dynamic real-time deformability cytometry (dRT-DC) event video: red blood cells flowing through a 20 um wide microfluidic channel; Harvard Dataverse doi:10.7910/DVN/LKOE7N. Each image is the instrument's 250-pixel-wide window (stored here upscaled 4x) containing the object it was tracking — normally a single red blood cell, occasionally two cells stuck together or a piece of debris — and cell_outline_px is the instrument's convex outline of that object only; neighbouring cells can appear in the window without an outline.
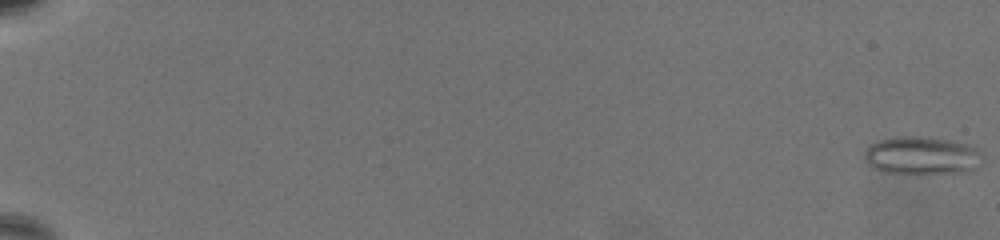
{"species": "common noctule bat (a hibernating species)", "species_latin": "Nyctalus noctula", "temperature_condition": "warm", "stored_images_in_passage": 68, "camera_frame_rate_fps": 3000, "um_per_image_px": 0.085, "animal": {"sex": "female", "body_mass_g": 19.5, "forearm_length_mm": 54.1}, "frame": {"image": 1, "passage_image": 1, "time_ms": 0.0, "image_size_px": [1000, 240], "cell_outline_px": [[984, 164], [960, 172], [888, 172], [876, 168], [868, 164], [864, 160], [864, 152], [872, 144], [880, 140], [896, 136], [924, 136], [952, 140], [968, 144], [976, 152]], "centroid_in_image_um": [78.32, 13.19], "position_along_channel_um": 6.7, "area_um2": 25.37}}
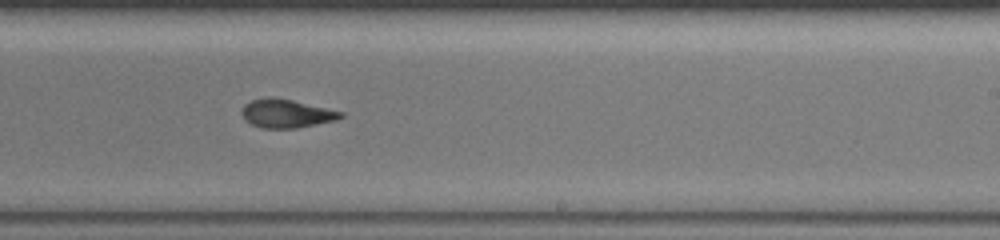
{"frame": {"image": 2, "passage_image": 46, "time_ms": 15.0, "image_size_px": [1000, 240], "cell_outline_px": [[344, 116], [336, 120], [296, 128], [260, 128], [244, 120], [240, 112], [244, 104], [252, 100], [292, 100], [344, 112]], "centroid_in_image_um": [24.35, 9.69], "position_along_channel_um": 264.6, "area_um2": 15.9}}
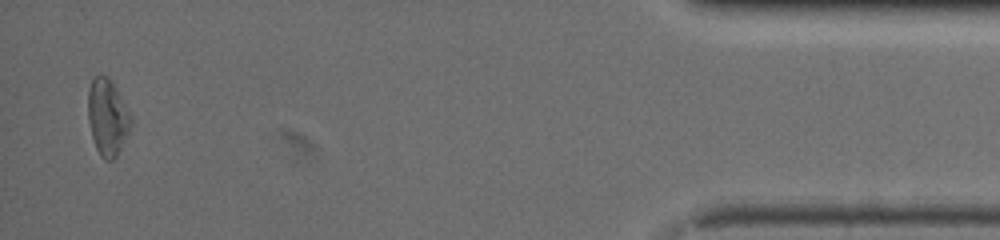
{"frame": {"image": 3, "passage_image": 67, "time_ms": 22.0, "image_size_px": [1000, 240], "cell_outline_px": [[132, 124], [116, 156], [112, 160], [104, 160], [100, 156], [96, 148], [92, 136], [88, 120], [88, 92], [92, 80], [96, 76], [108, 76], [116, 88], [132, 116]], "centroid_in_image_um": [9.13, 9.97], "position_along_channel_um": 426.1, "area_um2": 18.9}, "authors_computed_cell_mechanics": {"area_um2": 17.4556, "velocity_mm_per_s": 3.2756, "shape_relaxation_time_tau1_ms": null, "shape_relaxation_time_tau2_ms": 2.7679, "deformation_change_tau1": null, "deformation_change_tau2": 0.1052}}